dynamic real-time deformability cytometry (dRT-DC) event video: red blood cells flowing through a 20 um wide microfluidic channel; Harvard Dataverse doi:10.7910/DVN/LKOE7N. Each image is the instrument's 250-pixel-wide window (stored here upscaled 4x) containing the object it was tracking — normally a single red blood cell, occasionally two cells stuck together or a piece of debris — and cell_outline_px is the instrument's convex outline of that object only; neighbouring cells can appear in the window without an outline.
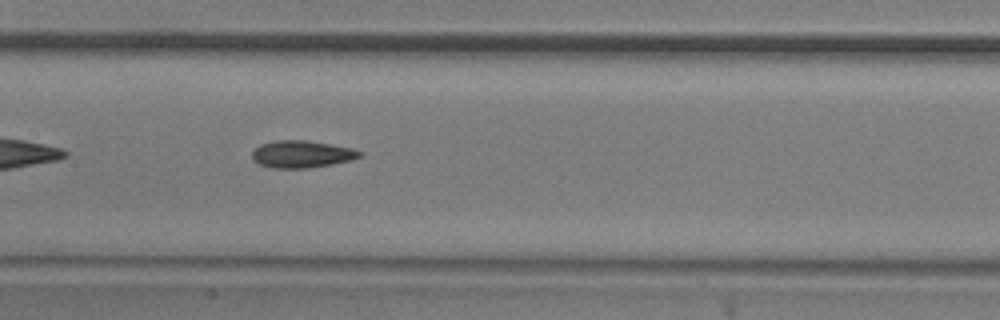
{"species": "common noctule bat (a hibernating species)", "species_latin": "Nyctalus noctula", "temperature_condition": "room temperature", "stored_images_in_passage": 7, "camera_frame_rate_fps": 3000, "um_per_image_px": 0.085, "animal": {"sex": "male", "body_mass_g": 20.5, "forearm_length_mm": 52.5}, "frame": {"image": 1, "passage_image": 7, "time_ms": 7.667, "image_size_px": [1000, 320], "cell_outline_px": [[364, 156], [352, 160], [332, 164], [308, 168], [272, 168], [256, 164], [252, 156], [252, 152], [260, 144], [276, 140], [308, 140], [352, 148], [364, 152]], "centroid_in_image_um": [25.67, 13.1], "position_along_channel_um": 181.7, "area_um2": 17.28}}